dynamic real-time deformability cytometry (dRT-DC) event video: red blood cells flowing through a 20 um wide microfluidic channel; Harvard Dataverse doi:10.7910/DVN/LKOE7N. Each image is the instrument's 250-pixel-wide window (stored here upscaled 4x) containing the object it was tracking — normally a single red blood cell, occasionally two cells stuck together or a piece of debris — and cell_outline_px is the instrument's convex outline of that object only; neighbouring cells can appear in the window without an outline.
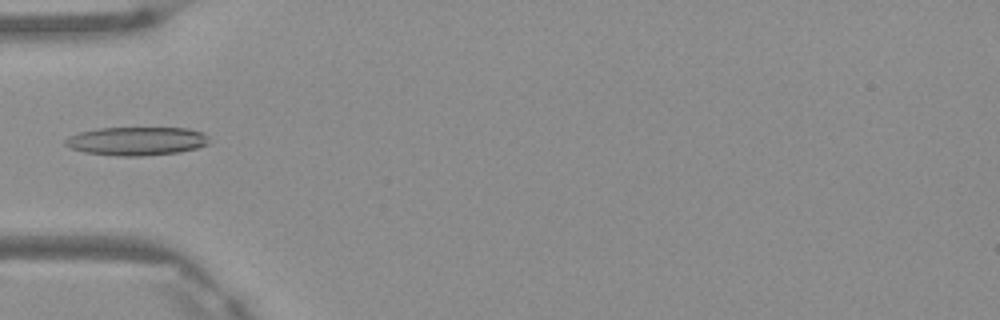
{"species": "Egyptian fruit bat (a non-hibernating species)", "species_latin": "Rousettus aegyptiacus", "temperature_condition": "warm", "stored_images_in_passage": 5, "camera_frame_rate_fps": 3000, "um_per_image_px": 0.085, "frame": {"image": 1, "passage_image": 5, "time_ms": 1.333, "image_size_px": [1000, 320], "cell_outline_px": [[208, 144], [196, 148], [180, 152], [144, 156], [116, 156], [84, 152], [72, 148], [64, 144], [64, 140], [68, 136], [80, 132], [100, 128], [188, 128], [200, 132], [208, 136]], "centroid_in_image_um": [11.6, 12.0], "position_along_channel_um": 73.4, "area_um2": 23.87}}